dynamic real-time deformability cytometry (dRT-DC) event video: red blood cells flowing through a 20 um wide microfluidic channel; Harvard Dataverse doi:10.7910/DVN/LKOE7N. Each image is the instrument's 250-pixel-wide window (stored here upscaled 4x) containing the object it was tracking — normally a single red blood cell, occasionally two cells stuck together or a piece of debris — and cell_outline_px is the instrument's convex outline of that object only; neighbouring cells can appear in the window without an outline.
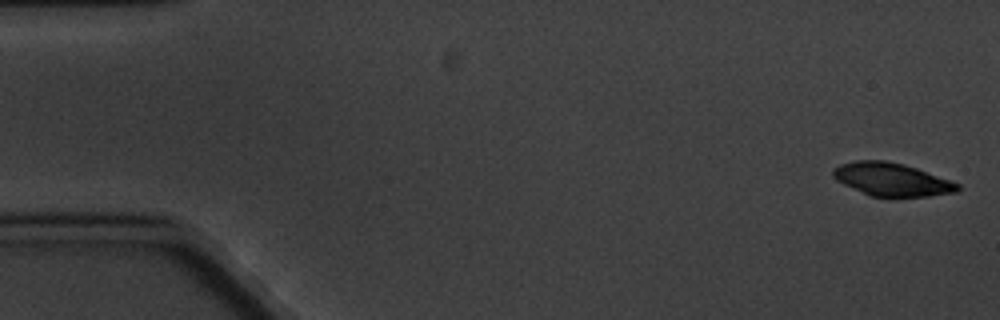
{"species": "common noctule bat (a hibernating species)", "species_latin": "Nyctalus noctula", "temperature_condition": "cold", "stored_images_in_passage": 8, "camera_frame_rate_fps": 3000, "um_per_image_px": 0.085, "animal": {"sex": "male", "body_mass_g": 20.1, "forearm_length_mm": 53.5}, "frame": {"image": 1, "passage_image": 1, "time_ms": 0.0, "image_size_px": [1000, 320], "cell_outline_px": [[960, 188], [956, 192], [928, 196], [868, 196], [836, 180], [832, 176], [832, 168], [840, 164], [856, 160], [884, 160], [904, 164], [916, 168], [960, 184]], "centroid_in_image_um": [75.75, 15.24], "position_along_channel_um": 9.3, "area_um2": 23.87}}
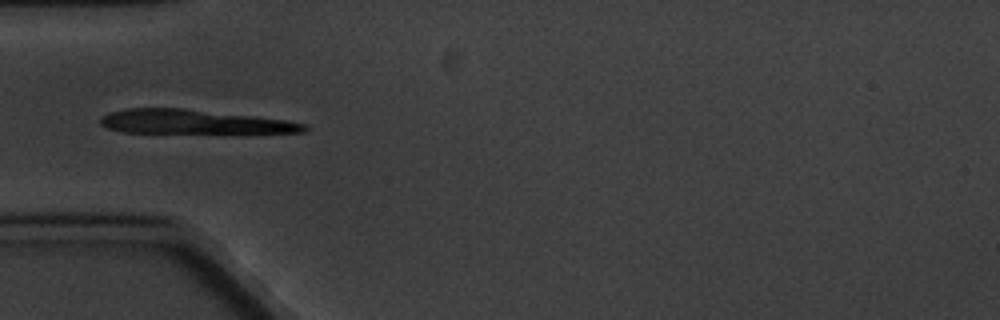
{"frame": {"image": 2, "passage_image": 5, "time_ms": 5.667, "image_size_px": [1000, 320], "cell_outline_px": [[308, 132], [120, 132], [108, 128], [100, 124], [100, 116], [112, 112], [128, 108], [184, 108], [256, 116], [288, 120], [308, 124]], "centroid_in_image_um": [16.48, 10.34], "position_along_channel_um": 68.5, "area_um2": 28.38}}